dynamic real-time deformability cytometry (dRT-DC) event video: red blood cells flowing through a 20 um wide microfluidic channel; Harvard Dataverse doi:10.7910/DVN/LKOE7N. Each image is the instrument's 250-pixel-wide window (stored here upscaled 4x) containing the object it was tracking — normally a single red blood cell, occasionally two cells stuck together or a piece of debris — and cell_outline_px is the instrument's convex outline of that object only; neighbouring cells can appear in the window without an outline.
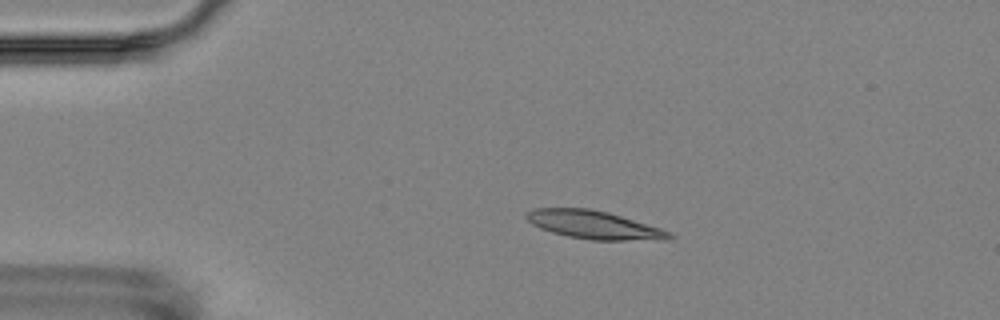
{"species": "Egyptian fruit bat (a non-hibernating species)", "species_latin": "Rousettus aegyptiacus", "temperature_condition": "room temperature", "stored_images_in_passage": 13, "camera_frame_rate_fps": 3000, "um_per_image_px": 0.085, "animal": {"sex": "female"}, "frame": {"image": 1, "passage_image": 3, "time_ms": 2.333, "image_size_px": [1000, 320], "cell_outline_px": [[676, 236], [668, 240], [592, 240], [568, 236], [552, 232], [540, 228], [532, 224], [524, 216], [524, 212], [532, 208], [588, 208], [608, 212], [660, 228], [672, 232]], "centroid_in_image_um": [50.49, 19.11], "position_along_channel_um": 34.5, "area_um2": 23.58}}
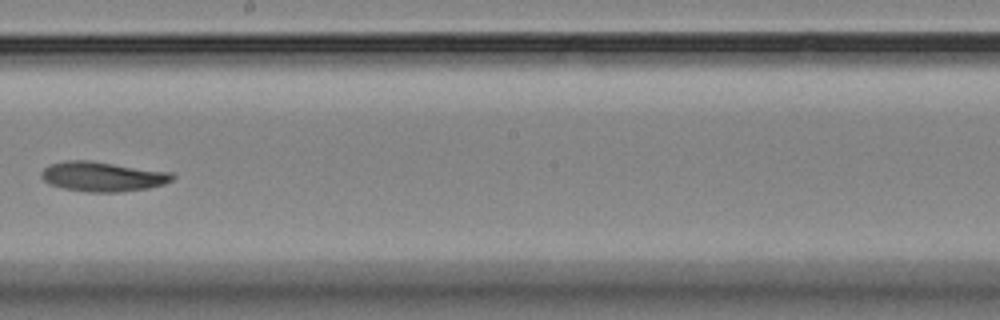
{"frame": {"image": 2, "passage_image": 9, "time_ms": 9.333, "image_size_px": [1000, 320], "cell_outline_px": [[176, 176], [172, 180], [164, 184], [148, 188], [120, 192], [88, 192], [64, 188], [52, 184], [44, 180], [40, 176], [40, 172], [48, 164], [68, 160], [92, 160], [172, 172]], "centroid_in_image_um": [8.74, 14.99], "position_along_channel_um": 239.5, "area_um2": 22.89}}
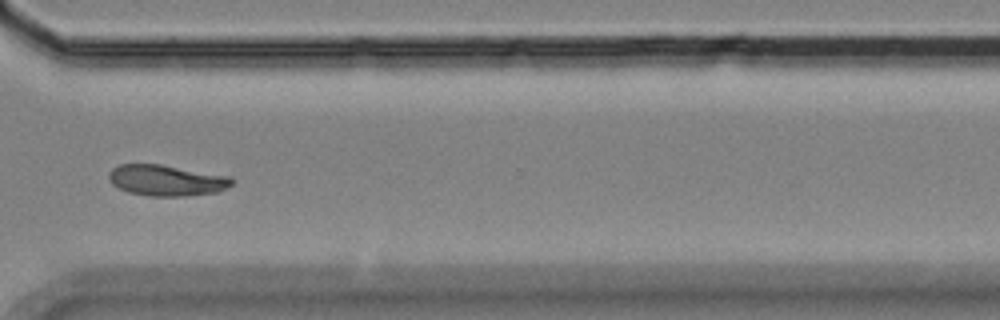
{"frame": {"image": 3, "passage_image": 12, "time_ms": 12.667, "image_size_px": [1000, 320], "cell_outline_px": [[236, 180], [232, 184], [220, 192], [184, 196], [148, 196], [128, 192], [112, 184], [108, 180], [108, 172], [112, 168], [120, 164], [160, 164], [232, 176]], "centroid_in_image_um": [14.18, 15.33], "position_along_channel_um": 356.4, "area_um2": 22.54}, "authors_computed_cell_mechanics": {"area_um2": 22.4842, "velocity_mm_per_s": 3.5152, "shape_relaxation_time_tau1_ms": null, "shape_relaxation_time_tau2_ms": 1.5705, "deformation_change_tau1": null, "deformation_change_tau2": 0.0495}}